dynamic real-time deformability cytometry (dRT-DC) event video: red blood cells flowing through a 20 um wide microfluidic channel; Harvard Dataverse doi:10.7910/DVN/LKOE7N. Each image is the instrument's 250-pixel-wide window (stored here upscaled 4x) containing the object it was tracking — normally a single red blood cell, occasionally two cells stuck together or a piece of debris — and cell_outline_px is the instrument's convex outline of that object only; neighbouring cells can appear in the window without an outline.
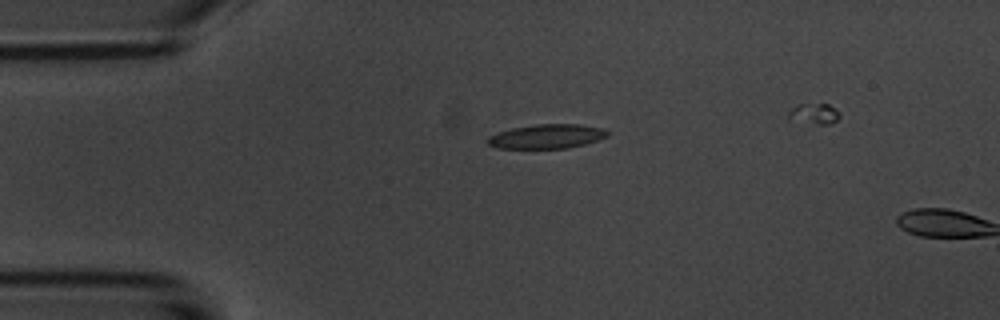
{"species": "common noctule bat (a hibernating species)", "species_latin": "Nyctalus noctula", "temperature_condition": "room temperature", "stored_images_in_passage": 5, "segment_of_instrument_passage": [1, 2], "camera_frame_rate_fps": 3000, "um_per_image_px": 0.085, "animal": {"sex": "male", "body_mass_g": 20.1, "forearm_length_mm": 53.5}, "frame": {"image": 1, "passage_image": 4, "time_ms": 3.333, "image_size_px": [1000, 320], "cell_outline_px": [[608, 136], [584, 144], [568, 148], [500, 148], [488, 144], [488, 136], [496, 132], [512, 128], [536, 124], [580, 124], [604, 128], [608, 132]], "centroid_in_image_um": [46.48, 11.58], "position_along_channel_um": 38.5, "area_um2": 16.88}}